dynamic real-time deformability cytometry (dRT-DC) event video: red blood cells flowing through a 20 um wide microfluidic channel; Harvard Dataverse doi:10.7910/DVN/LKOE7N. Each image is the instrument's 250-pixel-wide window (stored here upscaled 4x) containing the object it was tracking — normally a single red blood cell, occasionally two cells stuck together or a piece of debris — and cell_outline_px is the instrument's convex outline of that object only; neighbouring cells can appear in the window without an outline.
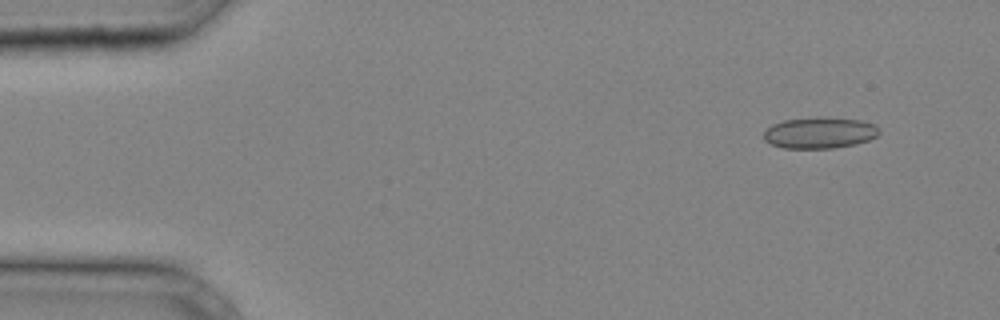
{"species": "common noctule bat (a hibernating species)", "species_latin": "Nyctalus noctula", "temperature_condition": "cold", "stored_images_in_passage": 30, "camera_frame_rate_fps": 3000, "um_per_image_px": 0.085, "animal": {"sex": "male", "body_mass_g": 20.4}, "frame": {"image": 1, "passage_image": 2, "time_ms": 0.333, "image_size_px": [1000, 320], "cell_outline_px": [[880, 132], [876, 136], [868, 140], [856, 144], [832, 148], [784, 148], [772, 144], [764, 140], [764, 132], [772, 124], [784, 120], [816, 116], [860, 120], [872, 124]], "centroid_in_image_um": [69.64, 11.28], "position_along_channel_um": 15.4, "area_um2": 20.92}}
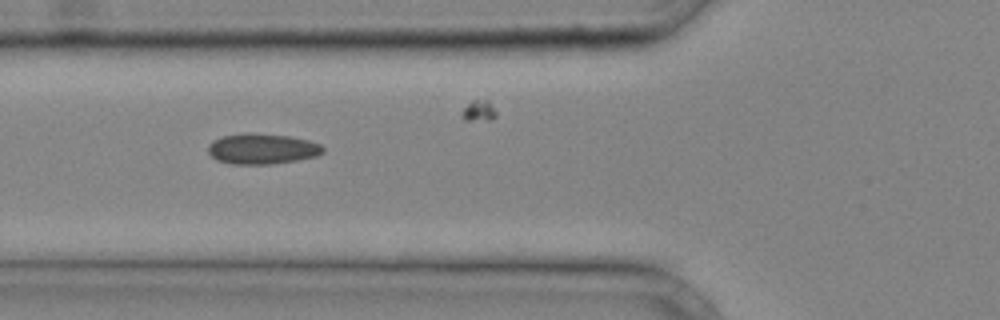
{"frame": {"image": 2, "passage_image": 13, "time_ms": 4.0, "image_size_px": [1000, 320], "cell_outline_px": [[324, 152], [316, 156], [296, 160], [272, 164], [232, 164], [216, 160], [208, 152], [208, 144], [212, 140], [224, 136], [248, 132], [288, 136], [308, 140], [320, 144], [324, 148]], "centroid_in_image_um": [22.26, 12.65], "position_along_channel_um": 103.5, "area_um2": 20.46}}
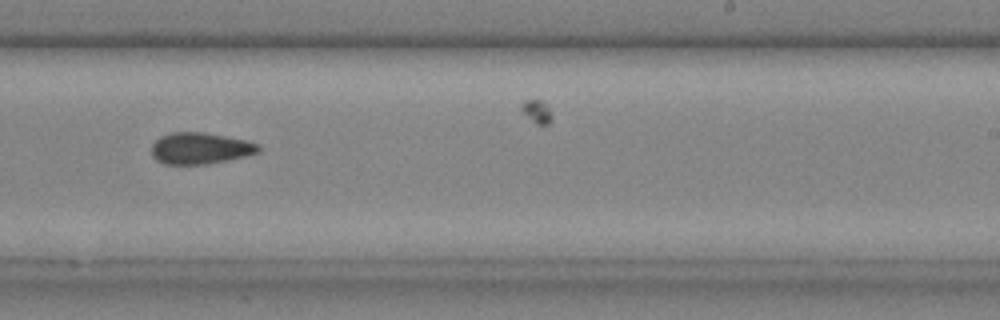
{"frame": {"image": 3, "passage_image": 23, "time_ms": 7.333, "image_size_px": [1000, 320], "cell_outline_px": [[260, 152], [248, 156], [208, 164], [164, 164], [156, 160], [152, 156], [152, 144], [160, 136], [172, 132], [204, 132], [244, 140], [260, 144]], "centroid_in_image_um": [17.03, 12.61], "position_along_channel_um": 272.0, "area_um2": 19.71}}